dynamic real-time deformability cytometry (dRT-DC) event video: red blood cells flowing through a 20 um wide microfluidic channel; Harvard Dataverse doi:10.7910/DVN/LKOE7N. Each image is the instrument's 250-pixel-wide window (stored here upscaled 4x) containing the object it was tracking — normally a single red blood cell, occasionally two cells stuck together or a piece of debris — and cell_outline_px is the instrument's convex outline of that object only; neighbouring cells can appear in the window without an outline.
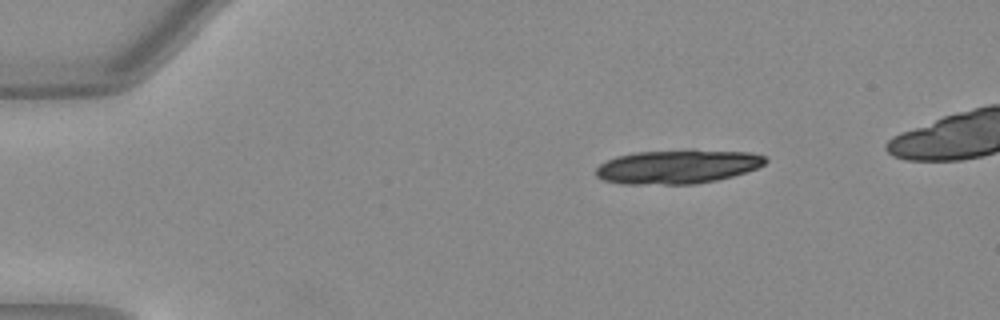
{"species": "Egyptian fruit bat (a non-hibernating species)", "species_latin": "Rousettus aegyptiacus", "temperature_condition": "warm", "stored_images_in_passage": 11, "camera_frame_rate_fps": 3000, "um_per_image_px": 0.085, "animal": {"sex": "female"}, "frame": {"image": 1, "passage_image": 1, "time_ms": 0.0, "image_size_px": [1000, 320], "cell_outline_px": [[768, 160], [764, 164], [756, 168], [732, 176], [716, 180], [696, 184], [620, 184], [604, 180], [596, 176], [596, 168], [600, 164], [616, 156], [636, 152], [748, 152], [764, 156]], "centroid_in_image_um": [57.52, 14.21], "position_along_channel_um": 27.5, "area_um2": 32.43}}